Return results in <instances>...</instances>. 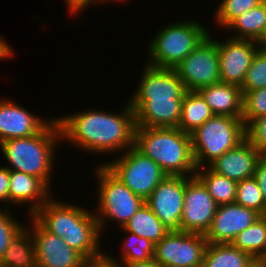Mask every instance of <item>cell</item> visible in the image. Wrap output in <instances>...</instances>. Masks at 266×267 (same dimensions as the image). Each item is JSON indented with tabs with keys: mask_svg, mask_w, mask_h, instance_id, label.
<instances>
[{
	"mask_svg": "<svg viewBox=\"0 0 266 267\" xmlns=\"http://www.w3.org/2000/svg\"><path fill=\"white\" fill-rule=\"evenodd\" d=\"M122 109L112 113L88 108L56 118L61 140L93 155L124 153L134 146L136 122L129 101Z\"/></svg>",
	"mask_w": 266,
	"mask_h": 267,
	"instance_id": "cell-1",
	"label": "cell"
},
{
	"mask_svg": "<svg viewBox=\"0 0 266 267\" xmlns=\"http://www.w3.org/2000/svg\"><path fill=\"white\" fill-rule=\"evenodd\" d=\"M61 141L56 116L38 134L26 138H13L0 143V149L9 170L40 178L51 189V177L56 161L55 151Z\"/></svg>",
	"mask_w": 266,
	"mask_h": 267,
	"instance_id": "cell-2",
	"label": "cell"
},
{
	"mask_svg": "<svg viewBox=\"0 0 266 267\" xmlns=\"http://www.w3.org/2000/svg\"><path fill=\"white\" fill-rule=\"evenodd\" d=\"M134 147L166 175L195 176L190 134L178 128L136 127Z\"/></svg>",
	"mask_w": 266,
	"mask_h": 267,
	"instance_id": "cell-3",
	"label": "cell"
},
{
	"mask_svg": "<svg viewBox=\"0 0 266 267\" xmlns=\"http://www.w3.org/2000/svg\"><path fill=\"white\" fill-rule=\"evenodd\" d=\"M190 20V21H189ZM169 23L152 37L148 45V62L158 68H174L209 34L195 19Z\"/></svg>",
	"mask_w": 266,
	"mask_h": 267,
	"instance_id": "cell-4",
	"label": "cell"
},
{
	"mask_svg": "<svg viewBox=\"0 0 266 267\" xmlns=\"http://www.w3.org/2000/svg\"><path fill=\"white\" fill-rule=\"evenodd\" d=\"M190 137L196 169L208 167L245 139V125L242 118L213 115Z\"/></svg>",
	"mask_w": 266,
	"mask_h": 267,
	"instance_id": "cell-5",
	"label": "cell"
},
{
	"mask_svg": "<svg viewBox=\"0 0 266 267\" xmlns=\"http://www.w3.org/2000/svg\"><path fill=\"white\" fill-rule=\"evenodd\" d=\"M97 184L96 215L100 231L104 235L106 224L116 221L118 228L124 227L133 214L145 203L140 196L135 195L121 180H119L104 164L95 168Z\"/></svg>",
	"mask_w": 266,
	"mask_h": 267,
	"instance_id": "cell-6",
	"label": "cell"
},
{
	"mask_svg": "<svg viewBox=\"0 0 266 267\" xmlns=\"http://www.w3.org/2000/svg\"><path fill=\"white\" fill-rule=\"evenodd\" d=\"M115 160L103 162L135 195L146 200L167 176L160 166L134 146L119 154Z\"/></svg>",
	"mask_w": 266,
	"mask_h": 267,
	"instance_id": "cell-7",
	"label": "cell"
},
{
	"mask_svg": "<svg viewBox=\"0 0 266 267\" xmlns=\"http://www.w3.org/2000/svg\"><path fill=\"white\" fill-rule=\"evenodd\" d=\"M217 40L210 33L174 67L187 91L199 89L220 82Z\"/></svg>",
	"mask_w": 266,
	"mask_h": 267,
	"instance_id": "cell-8",
	"label": "cell"
},
{
	"mask_svg": "<svg viewBox=\"0 0 266 267\" xmlns=\"http://www.w3.org/2000/svg\"><path fill=\"white\" fill-rule=\"evenodd\" d=\"M207 244L202 234L170 231L155 244L153 259L163 267H202Z\"/></svg>",
	"mask_w": 266,
	"mask_h": 267,
	"instance_id": "cell-9",
	"label": "cell"
},
{
	"mask_svg": "<svg viewBox=\"0 0 266 267\" xmlns=\"http://www.w3.org/2000/svg\"><path fill=\"white\" fill-rule=\"evenodd\" d=\"M218 204L205 185L195 176H186L181 231L205 235L211 226Z\"/></svg>",
	"mask_w": 266,
	"mask_h": 267,
	"instance_id": "cell-10",
	"label": "cell"
},
{
	"mask_svg": "<svg viewBox=\"0 0 266 267\" xmlns=\"http://www.w3.org/2000/svg\"><path fill=\"white\" fill-rule=\"evenodd\" d=\"M186 176L167 175L145 203L170 231H181Z\"/></svg>",
	"mask_w": 266,
	"mask_h": 267,
	"instance_id": "cell-11",
	"label": "cell"
},
{
	"mask_svg": "<svg viewBox=\"0 0 266 267\" xmlns=\"http://www.w3.org/2000/svg\"><path fill=\"white\" fill-rule=\"evenodd\" d=\"M30 226L37 267H82L85 258L63 238L46 231L32 216Z\"/></svg>",
	"mask_w": 266,
	"mask_h": 267,
	"instance_id": "cell-12",
	"label": "cell"
},
{
	"mask_svg": "<svg viewBox=\"0 0 266 267\" xmlns=\"http://www.w3.org/2000/svg\"><path fill=\"white\" fill-rule=\"evenodd\" d=\"M219 55L220 82L241 87L252 59L260 49L253 40L234 39L229 37L217 40Z\"/></svg>",
	"mask_w": 266,
	"mask_h": 267,
	"instance_id": "cell-13",
	"label": "cell"
},
{
	"mask_svg": "<svg viewBox=\"0 0 266 267\" xmlns=\"http://www.w3.org/2000/svg\"><path fill=\"white\" fill-rule=\"evenodd\" d=\"M145 65L129 100L184 99L187 90L174 68Z\"/></svg>",
	"mask_w": 266,
	"mask_h": 267,
	"instance_id": "cell-14",
	"label": "cell"
},
{
	"mask_svg": "<svg viewBox=\"0 0 266 267\" xmlns=\"http://www.w3.org/2000/svg\"><path fill=\"white\" fill-rule=\"evenodd\" d=\"M93 210L71 204V229L63 239L85 259L101 255L102 233ZM100 248V249H99Z\"/></svg>",
	"mask_w": 266,
	"mask_h": 267,
	"instance_id": "cell-15",
	"label": "cell"
},
{
	"mask_svg": "<svg viewBox=\"0 0 266 267\" xmlns=\"http://www.w3.org/2000/svg\"><path fill=\"white\" fill-rule=\"evenodd\" d=\"M261 215L237 203L218 205L211 226L204 235L208 243H232L235 237Z\"/></svg>",
	"mask_w": 266,
	"mask_h": 267,
	"instance_id": "cell-16",
	"label": "cell"
},
{
	"mask_svg": "<svg viewBox=\"0 0 266 267\" xmlns=\"http://www.w3.org/2000/svg\"><path fill=\"white\" fill-rule=\"evenodd\" d=\"M53 119H43L11 99L0 98V143L40 133Z\"/></svg>",
	"mask_w": 266,
	"mask_h": 267,
	"instance_id": "cell-17",
	"label": "cell"
},
{
	"mask_svg": "<svg viewBox=\"0 0 266 267\" xmlns=\"http://www.w3.org/2000/svg\"><path fill=\"white\" fill-rule=\"evenodd\" d=\"M128 101L135 112L136 127L178 128L183 99Z\"/></svg>",
	"mask_w": 266,
	"mask_h": 267,
	"instance_id": "cell-18",
	"label": "cell"
},
{
	"mask_svg": "<svg viewBox=\"0 0 266 267\" xmlns=\"http://www.w3.org/2000/svg\"><path fill=\"white\" fill-rule=\"evenodd\" d=\"M262 155L246 140L222 156L208 167L215 173L226 176L236 182L254 176L256 165Z\"/></svg>",
	"mask_w": 266,
	"mask_h": 267,
	"instance_id": "cell-19",
	"label": "cell"
},
{
	"mask_svg": "<svg viewBox=\"0 0 266 267\" xmlns=\"http://www.w3.org/2000/svg\"><path fill=\"white\" fill-rule=\"evenodd\" d=\"M9 179V205L12 204L17 207L31 203L29 207L27 206L29 208L28 215L30 216L53 195L51 189L40 178L33 175L10 170Z\"/></svg>",
	"mask_w": 266,
	"mask_h": 267,
	"instance_id": "cell-20",
	"label": "cell"
},
{
	"mask_svg": "<svg viewBox=\"0 0 266 267\" xmlns=\"http://www.w3.org/2000/svg\"><path fill=\"white\" fill-rule=\"evenodd\" d=\"M214 115L242 118L243 93L236 85L219 82L197 91Z\"/></svg>",
	"mask_w": 266,
	"mask_h": 267,
	"instance_id": "cell-21",
	"label": "cell"
},
{
	"mask_svg": "<svg viewBox=\"0 0 266 267\" xmlns=\"http://www.w3.org/2000/svg\"><path fill=\"white\" fill-rule=\"evenodd\" d=\"M32 217L46 231L63 238L71 229V204L51 197Z\"/></svg>",
	"mask_w": 266,
	"mask_h": 267,
	"instance_id": "cell-22",
	"label": "cell"
},
{
	"mask_svg": "<svg viewBox=\"0 0 266 267\" xmlns=\"http://www.w3.org/2000/svg\"><path fill=\"white\" fill-rule=\"evenodd\" d=\"M0 267H37L30 227L24 225L11 239L0 260Z\"/></svg>",
	"mask_w": 266,
	"mask_h": 267,
	"instance_id": "cell-23",
	"label": "cell"
},
{
	"mask_svg": "<svg viewBox=\"0 0 266 267\" xmlns=\"http://www.w3.org/2000/svg\"><path fill=\"white\" fill-rule=\"evenodd\" d=\"M255 259L231 243H208L202 267H248Z\"/></svg>",
	"mask_w": 266,
	"mask_h": 267,
	"instance_id": "cell-24",
	"label": "cell"
},
{
	"mask_svg": "<svg viewBox=\"0 0 266 267\" xmlns=\"http://www.w3.org/2000/svg\"><path fill=\"white\" fill-rule=\"evenodd\" d=\"M213 115L210 106L197 91H187L182 102L178 129L190 134Z\"/></svg>",
	"mask_w": 266,
	"mask_h": 267,
	"instance_id": "cell-25",
	"label": "cell"
},
{
	"mask_svg": "<svg viewBox=\"0 0 266 267\" xmlns=\"http://www.w3.org/2000/svg\"><path fill=\"white\" fill-rule=\"evenodd\" d=\"M123 228L137 236L147 238L154 244L169 232L146 203L133 214Z\"/></svg>",
	"mask_w": 266,
	"mask_h": 267,
	"instance_id": "cell-26",
	"label": "cell"
},
{
	"mask_svg": "<svg viewBox=\"0 0 266 267\" xmlns=\"http://www.w3.org/2000/svg\"><path fill=\"white\" fill-rule=\"evenodd\" d=\"M266 27V3H261L235 19L226 29L231 38L258 41Z\"/></svg>",
	"mask_w": 266,
	"mask_h": 267,
	"instance_id": "cell-27",
	"label": "cell"
},
{
	"mask_svg": "<svg viewBox=\"0 0 266 267\" xmlns=\"http://www.w3.org/2000/svg\"><path fill=\"white\" fill-rule=\"evenodd\" d=\"M195 175L205 185L209 194L218 205L235 202L237 191L236 181L215 173L209 167L196 169Z\"/></svg>",
	"mask_w": 266,
	"mask_h": 267,
	"instance_id": "cell-28",
	"label": "cell"
},
{
	"mask_svg": "<svg viewBox=\"0 0 266 267\" xmlns=\"http://www.w3.org/2000/svg\"><path fill=\"white\" fill-rule=\"evenodd\" d=\"M255 260L266 257V216H260L252 225L240 232L231 243Z\"/></svg>",
	"mask_w": 266,
	"mask_h": 267,
	"instance_id": "cell-29",
	"label": "cell"
},
{
	"mask_svg": "<svg viewBox=\"0 0 266 267\" xmlns=\"http://www.w3.org/2000/svg\"><path fill=\"white\" fill-rule=\"evenodd\" d=\"M121 231L125 232L124 241L121 246V256L116 260L119 262H141L151 260L154 257L155 244L144 237L137 236L134 233L126 231L123 227ZM129 235V236H128ZM121 258V259H120Z\"/></svg>",
	"mask_w": 266,
	"mask_h": 267,
	"instance_id": "cell-30",
	"label": "cell"
},
{
	"mask_svg": "<svg viewBox=\"0 0 266 267\" xmlns=\"http://www.w3.org/2000/svg\"><path fill=\"white\" fill-rule=\"evenodd\" d=\"M235 203L266 216V203L254 177L237 182Z\"/></svg>",
	"mask_w": 266,
	"mask_h": 267,
	"instance_id": "cell-31",
	"label": "cell"
},
{
	"mask_svg": "<svg viewBox=\"0 0 266 267\" xmlns=\"http://www.w3.org/2000/svg\"><path fill=\"white\" fill-rule=\"evenodd\" d=\"M261 3V0H222L213 14L215 23L226 29L239 16Z\"/></svg>",
	"mask_w": 266,
	"mask_h": 267,
	"instance_id": "cell-32",
	"label": "cell"
},
{
	"mask_svg": "<svg viewBox=\"0 0 266 267\" xmlns=\"http://www.w3.org/2000/svg\"><path fill=\"white\" fill-rule=\"evenodd\" d=\"M266 87V49L260 48L252 59L242 83V93Z\"/></svg>",
	"mask_w": 266,
	"mask_h": 267,
	"instance_id": "cell-33",
	"label": "cell"
},
{
	"mask_svg": "<svg viewBox=\"0 0 266 267\" xmlns=\"http://www.w3.org/2000/svg\"><path fill=\"white\" fill-rule=\"evenodd\" d=\"M266 114V87L243 93L242 120L246 125L251 119Z\"/></svg>",
	"mask_w": 266,
	"mask_h": 267,
	"instance_id": "cell-34",
	"label": "cell"
},
{
	"mask_svg": "<svg viewBox=\"0 0 266 267\" xmlns=\"http://www.w3.org/2000/svg\"><path fill=\"white\" fill-rule=\"evenodd\" d=\"M245 139L261 154L266 153V114L245 125Z\"/></svg>",
	"mask_w": 266,
	"mask_h": 267,
	"instance_id": "cell-35",
	"label": "cell"
},
{
	"mask_svg": "<svg viewBox=\"0 0 266 267\" xmlns=\"http://www.w3.org/2000/svg\"><path fill=\"white\" fill-rule=\"evenodd\" d=\"M9 210V205L7 208L0 209V260L9 246L11 239L24 226L14 216H11Z\"/></svg>",
	"mask_w": 266,
	"mask_h": 267,
	"instance_id": "cell-36",
	"label": "cell"
},
{
	"mask_svg": "<svg viewBox=\"0 0 266 267\" xmlns=\"http://www.w3.org/2000/svg\"><path fill=\"white\" fill-rule=\"evenodd\" d=\"M82 267H123L121 262L114 256L106 254V251L99 256L87 258L83 261Z\"/></svg>",
	"mask_w": 266,
	"mask_h": 267,
	"instance_id": "cell-37",
	"label": "cell"
},
{
	"mask_svg": "<svg viewBox=\"0 0 266 267\" xmlns=\"http://www.w3.org/2000/svg\"><path fill=\"white\" fill-rule=\"evenodd\" d=\"M9 174L10 170L7 167L0 166V202L4 204L5 208L9 203Z\"/></svg>",
	"mask_w": 266,
	"mask_h": 267,
	"instance_id": "cell-38",
	"label": "cell"
},
{
	"mask_svg": "<svg viewBox=\"0 0 266 267\" xmlns=\"http://www.w3.org/2000/svg\"><path fill=\"white\" fill-rule=\"evenodd\" d=\"M253 177L256 179L266 203V159L263 156L256 165V170Z\"/></svg>",
	"mask_w": 266,
	"mask_h": 267,
	"instance_id": "cell-39",
	"label": "cell"
},
{
	"mask_svg": "<svg viewBox=\"0 0 266 267\" xmlns=\"http://www.w3.org/2000/svg\"><path fill=\"white\" fill-rule=\"evenodd\" d=\"M0 35V61L7 60V58L14 57V53L12 47L7 43V39L2 38Z\"/></svg>",
	"mask_w": 266,
	"mask_h": 267,
	"instance_id": "cell-40",
	"label": "cell"
},
{
	"mask_svg": "<svg viewBox=\"0 0 266 267\" xmlns=\"http://www.w3.org/2000/svg\"><path fill=\"white\" fill-rule=\"evenodd\" d=\"M90 0H65L67 10L70 14H78V12L89 2Z\"/></svg>",
	"mask_w": 266,
	"mask_h": 267,
	"instance_id": "cell-41",
	"label": "cell"
},
{
	"mask_svg": "<svg viewBox=\"0 0 266 267\" xmlns=\"http://www.w3.org/2000/svg\"><path fill=\"white\" fill-rule=\"evenodd\" d=\"M123 267H163L153 258L147 261L141 262H121Z\"/></svg>",
	"mask_w": 266,
	"mask_h": 267,
	"instance_id": "cell-42",
	"label": "cell"
},
{
	"mask_svg": "<svg viewBox=\"0 0 266 267\" xmlns=\"http://www.w3.org/2000/svg\"><path fill=\"white\" fill-rule=\"evenodd\" d=\"M110 1H112L113 2V4H114V2L116 1V2H125V1H128V0H90L78 13H80L81 14V12L82 11H84L86 8H88V7H90L91 5H92V3H93V5H95L96 3L98 4H101L102 3V5L104 4V3H109Z\"/></svg>",
	"mask_w": 266,
	"mask_h": 267,
	"instance_id": "cell-43",
	"label": "cell"
},
{
	"mask_svg": "<svg viewBox=\"0 0 266 267\" xmlns=\"http://www.w3.org/2000/svg\"><path fill=\"white\" fill-rule=\"evenodd\" d=\"M257 43L259 44L260 48L266 49V27Z\"/></svg>",
	"mask_w": 266,
	"mask_h": 267,
	"instance_id": "cell-44",
	"label": "cell"
},
{
	"mask_svg": "<svg viewBox=\"0 0 266 267\" xmlns=\"http://www.w3.org/2000/svg\"><path fill=\"white\" fill-rule=\"evenodd\" d=\"M248 267H260V259L255 260L250 266Z\"/></svg>",
	"mask_w": 266,
	"mask_h": 267,
	"instance_id": "cell-45",
	"label": "cell"
},
{
	"mask_svg": "<svg viewBox=\"0 0 266 267\" xmlns=\"http://www.w3.org/2000/svg\"><path fill=\"white\" fill-rule=\"evenodd\" d=\"M260 267H266V257L260 259Z\"/></svg>",
	"mask_w": 266,
	"mask_h": 267,
	"instance_id": "cell-46",
	"label": "cell"
}]
</instances>
